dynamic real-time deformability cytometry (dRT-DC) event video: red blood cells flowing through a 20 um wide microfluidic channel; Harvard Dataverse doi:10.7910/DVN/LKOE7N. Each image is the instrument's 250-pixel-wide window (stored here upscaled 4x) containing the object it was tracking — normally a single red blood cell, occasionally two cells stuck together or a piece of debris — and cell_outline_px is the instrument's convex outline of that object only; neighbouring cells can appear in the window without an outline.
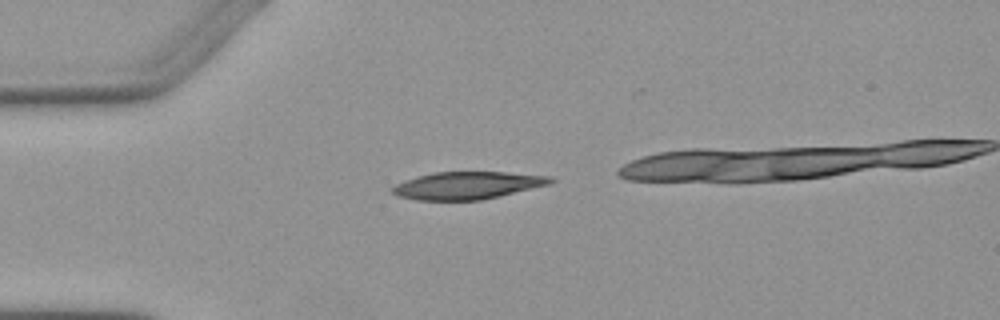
{"species": "Egyptian fruit bat (a non-hibernating species)", "species_latin": "Rousettus aegyptiacus", "temperature_condition": "warm", "stored_images_in_passage": 4, "camera_frame_rate_fps": 3000, "um_per_image_px": 0.085, "animal": {"sex": "female"}, "frame": {"image": 1, "passage_image": 1, "time_ms": 0.0, "image_size_px": [1000, 320], "cell_outline_px": [[556, 180], [552, 184], [500, 196], [480, 200], [416, 200], [396, 196], [388, 192], [396, 184], [416, 176], [436, 172], [504, 172], [552, 176]], "centroid_in_image_um": [39.74, 15.76], "position_along_channel_um": 45.3, "area_um2": 25.55}}